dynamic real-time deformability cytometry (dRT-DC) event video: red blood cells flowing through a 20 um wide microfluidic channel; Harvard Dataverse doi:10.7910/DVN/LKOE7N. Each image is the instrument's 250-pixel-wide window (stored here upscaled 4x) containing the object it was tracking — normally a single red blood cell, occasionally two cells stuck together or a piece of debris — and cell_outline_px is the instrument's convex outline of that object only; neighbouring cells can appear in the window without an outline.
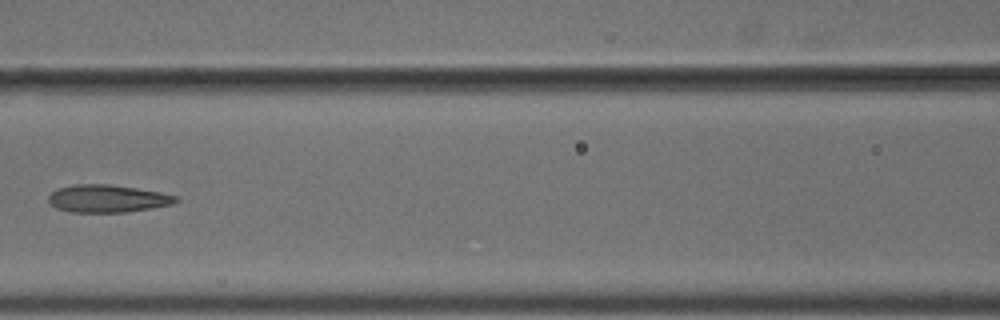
{"species": "common noctule bat (a hibernating species)", "species_latin": "Nyctalus noctula", "temperature_condition": "cold", "stored_images_in_passage": 9, "camera_frame_rate_fps": 3000, "um_per_image_px": 0.085, "animal": {"sex": "male", "body_mass_g": 18.8}, "frame": {"image": 1, "passage_image": 8, "time_ms": 2.333, "image_size_px": [1000, 320], "cell_outline_px": [[180, 200], [172, 204], [152, 208], [128, 212], [68, 212], [56, 208], [48, 204], [48, 196], [56, 188], [76, 184], [108, 184], [136, 188], [160, 192], [176, 196]], "centroid_in_image_um": [9.09, 16.88], "position_along_channel_um": 157.5, "area_um2": 20.63}}
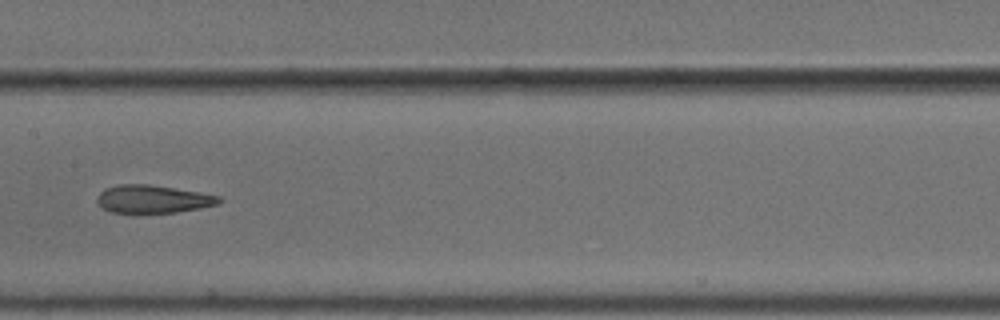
{"frame": {"image": 2, "passage_image": 9, "time_ms": 2.667, "image_size_px": [1000, 320], "cell_outline_px": [[224, 200], [216, 204], [200, 208], [176, 212], [112, 212], [104, 208], [96, 200], [96, 196], [104, 188], [120, 184], [148, 184], [200, 192], [220, 196]], "centroid_in_image_um": [13.0, 16.9], "position_along_channel_um": 194.4, "area_um2": 19.65}}